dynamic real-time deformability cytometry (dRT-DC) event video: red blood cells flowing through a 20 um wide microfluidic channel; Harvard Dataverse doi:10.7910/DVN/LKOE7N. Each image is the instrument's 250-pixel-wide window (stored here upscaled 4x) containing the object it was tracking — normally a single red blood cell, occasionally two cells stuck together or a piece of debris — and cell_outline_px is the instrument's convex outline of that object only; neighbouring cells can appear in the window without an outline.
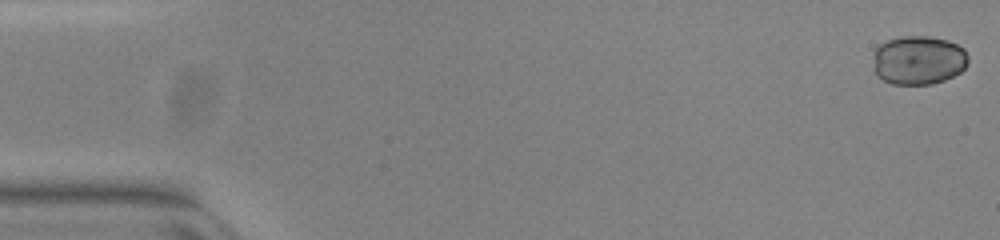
{"species": "common noctule bat (a hibernating species)", "species_latin": "Nyctalus noctula", "temperature_condition": "warm", "stored_images_in_passage": 52, "camera_frame_rate_fps": 3000, "um_per_image_px": 0.085, "animal": {"sex": "female", "body_mass_g": 23.0, "forearm_length_mm": 53.4}, "frame": {"image": 1, "passage_image": 1, "time_ms": 0.0, "image_size_px": [1000, 240], "cell_outline_px": [[968, 64], [960, 72], [944, 80], [932, 84], [892, 84], [876, 76], [876, 48], [880, 44], [888, 40], [900, 36], [928, 36], [948, 40], [964, 48], [968, 56]], "centroid_in_image_um": [78.12, 5.11], "position_along_channel_um": 6.9, "area_um2": 26.93}}
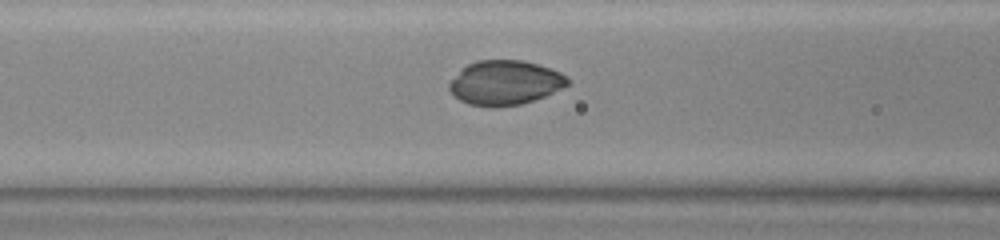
{"frame": {"image": 2, "passage_image": 21, "time_ms": 6.667, "image_size_px": [1000, 240], "cell_outline_px": [[568, 84], [544, 96], [520, 104], [492, 108], [468, 104], [460, 100], [448, 88], [448, 84], [460, 68], [476, 60], [524, 60], [552, 68], [568, 76]], "centroid_in_image_um": [42.89, 7.02], "position_along_channel_um": 123.7, "area_um2": 30.75}}
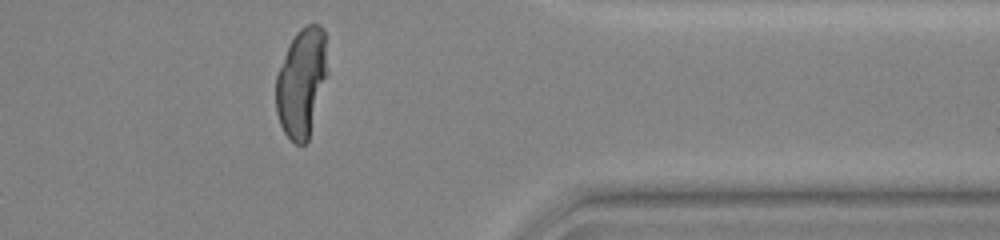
{"frame": {"image": 3, "passage_image": 42, "time_ms": 13.667, "image_size_px": [1000, 240], "cell_outline_px": [[328, 72], [308, 140], [304, 144], [296, 144], [284, 132], [280, 124], [276, 112], [276, 76], [284, 56], [296, 32], [304, 24], [320, 24], [324, 28]], "centroid_in_image_um": [25.64, 6.98], "position_along_channel_um": 385.8, "area_um2": 32.6}}